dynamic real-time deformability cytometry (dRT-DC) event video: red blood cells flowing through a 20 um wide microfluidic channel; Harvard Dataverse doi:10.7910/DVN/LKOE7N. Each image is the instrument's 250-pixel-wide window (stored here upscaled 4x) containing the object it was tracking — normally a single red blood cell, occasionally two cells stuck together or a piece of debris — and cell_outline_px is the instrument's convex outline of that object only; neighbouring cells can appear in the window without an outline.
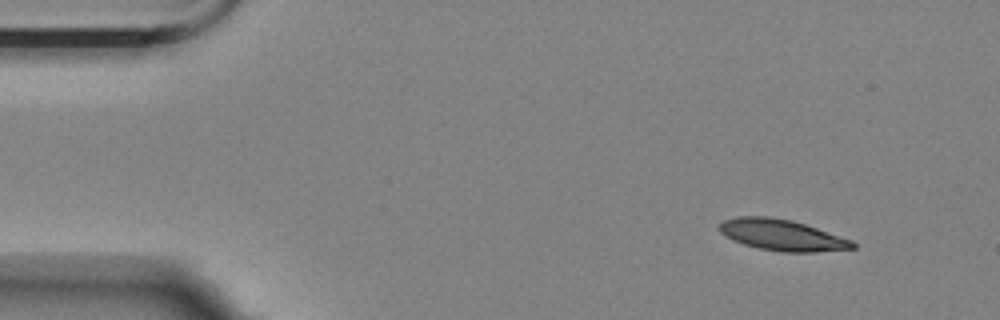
{"species": "Egyptian fruit bat (a non-hibernating species)", "species_latin": "Rousettus aegyptiacus", "temperature_condition": "room temperature", "stored_images_in_passage": 3, "camera_frame_rate_fps": 3000, "um_per_image_px": 0.085, "animal": {"sex": "female"}, "frame": {"image": 1, "passage_image": 1, "time_ms": 0.0, "image_size_px": [1000, 320], "cell_outline_px": [[856, 248], [816, 252], [780, 252], [760, 248], [744, 244], [732, 240], [724, 236], [716, 228], [724, 220], [736, 216], [768, 216], [792, 220], [852, 240], [856, 244]], "centroid_in_image_um": [66.43, 19.98], "position_along_channel_um": 18.6, "area_um2": 24.22}}